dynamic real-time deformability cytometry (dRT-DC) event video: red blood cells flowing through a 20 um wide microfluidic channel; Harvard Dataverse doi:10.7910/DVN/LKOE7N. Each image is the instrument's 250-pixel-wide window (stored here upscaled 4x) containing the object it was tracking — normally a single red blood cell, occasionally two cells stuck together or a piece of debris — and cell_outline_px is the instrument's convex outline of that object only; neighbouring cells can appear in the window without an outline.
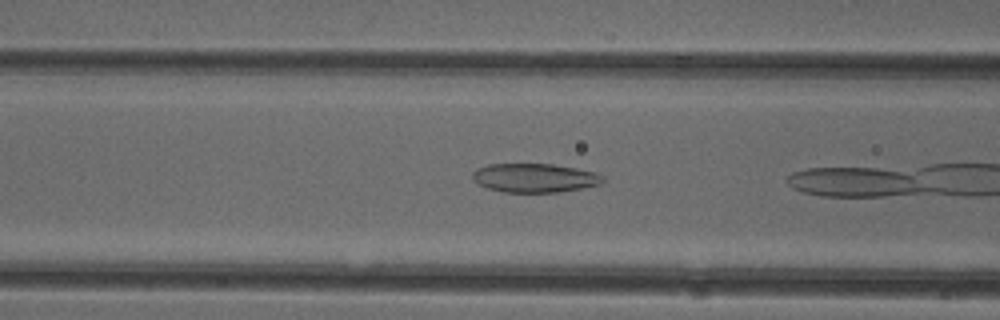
{"species": "common noctule bat (a hibernating species)", "species_latin": "Nyctalus noctula", "temperature_condition": "cold", "stored_images_in_passage": 6, "camera_frame_rate_fps": 3000, "um_per_image_px": 0.085, "animal": {"sex": "female"}, "frame": {"image": 1, "passage_image": 5, "time_ms": 1.333, "image_size_px": [1000, 320], "cell_outline_px": [[604, 180], [600, 184], [580, 188], [556, 192], [504, 192], [488, 188], [472, 180], [472, 172], [476, 168], [488, 164], [552, 164], [576, 168], [596, 172], [604, 176]], "centroid_in_image_um": [45.42, 15.11], "position_along_channel_um": 121.2, "area_um2": 21.91}}